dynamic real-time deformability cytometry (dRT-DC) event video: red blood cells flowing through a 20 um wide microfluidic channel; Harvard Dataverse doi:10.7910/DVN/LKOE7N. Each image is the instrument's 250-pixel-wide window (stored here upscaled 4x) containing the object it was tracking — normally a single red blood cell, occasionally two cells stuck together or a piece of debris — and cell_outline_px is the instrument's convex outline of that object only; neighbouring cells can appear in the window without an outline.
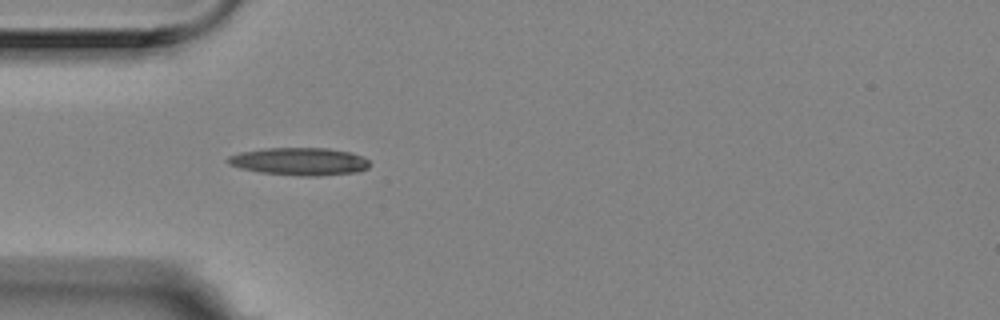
{"species": "Egyptian fruit bat (a non-hibernating species)", "species_latin": "Rousettus aegyptiacus", "temperature_condition": "room temperature", "stored_images_in_passage": 40, "camera_frame_rate_fps": 3000, "um_per_image_px": 0.085, "animal": {"sex": "female"}, "frame": {"image": 1, "passage_image": 1, "time_ms": 0.0, "image_size_px": [1000, 320], "cell_outline_px": [[372, 164], [368, 168], [356, 172], [320, 176], [300, 176], [260, 172], [240, 168], [228, 164], [224, 160], [228, 156], [240, 152], [264, 148], [328, 148], [352, 152], [368, 160]], "centroid_in_image_um": [25.45, 13.72], "position_along_channel_um": 59.6, "area_um2": 23.06}}
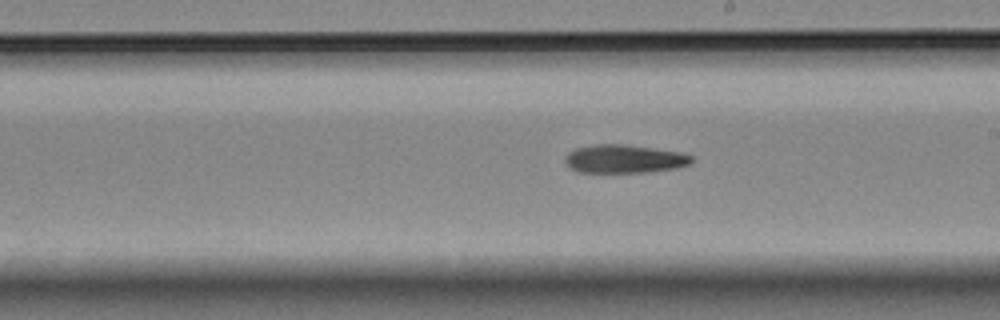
{"frame": {"image": 2, "passage_image": 16, "time_ms": 5.0, "image_size_px": [1000, 320], "cell_outline_px": [[692, 160], [688, 164], [676, 168], [648, 172], [580, 172], [568, 168], [564, 164], [564, 156], [568, 152], [576, 148], [596, 144], [624, 144], [684, 152], [692, 156]], "centroid_in_image_um": [53.02, 13.5], "position_along_channel_um": 236.0, "area_um2": 21.1}}
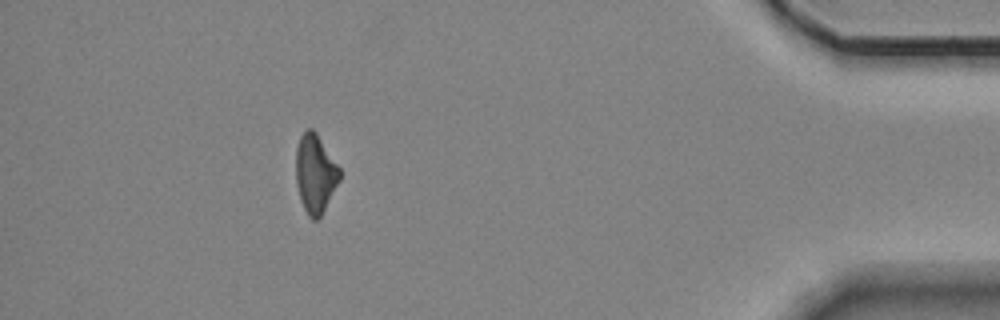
{"frame": {"image": 3, "passage_image": 35, "time_ms": 11.333, "image_size_px": [1000, 320], "cell_outline_px": [[340, 180], [320, 216], [316, 220], [312, 220], [308, 216], [300, 200], [296, 184], [296, 148], [300, 136], [308, 128], [312, 128], [316, 132], [340, 168]], "centroid_in_image_um": [26.78, 14.75], "position_along_channel_um": 408.4, "area_um2": 19.94}}